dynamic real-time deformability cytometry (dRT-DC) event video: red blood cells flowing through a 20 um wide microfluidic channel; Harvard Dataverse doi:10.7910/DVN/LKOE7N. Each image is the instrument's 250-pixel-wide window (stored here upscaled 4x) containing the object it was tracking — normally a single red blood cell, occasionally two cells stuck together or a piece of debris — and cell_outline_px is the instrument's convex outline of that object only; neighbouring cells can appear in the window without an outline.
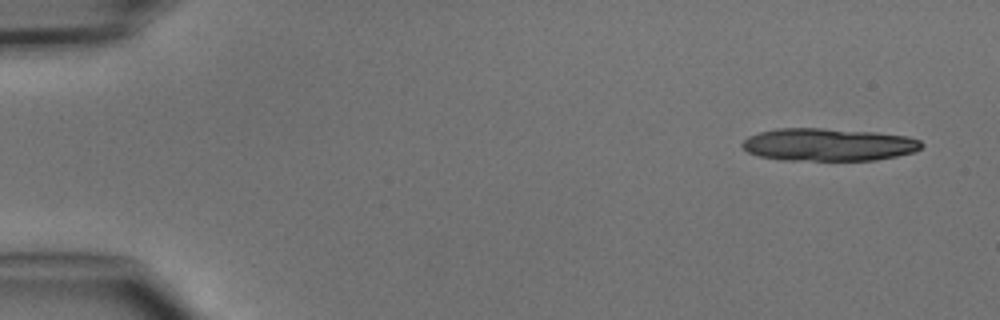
{"species": "common noctule bat (a hibernating species)", "species_latin": "Nyctalus noctula", "temperature_condition": "cold", "stored_images_in_passage": 4, "camera_frame_rate_fps": 3000, "um_per_image_px": 0.085, "animal": {"sex": "male", "body_mass_g": 15.6}, "frame": {"image": 1, "passage_image": 1, "time_ms": 0.0, "image_size_px": [1000, 320], "cell_outline_px": [[924, 144], [920, 148], [912, 152], [896, 156], [876, 160], [784, 160], [760, 156], [748, 152], [740, 144], [748, 136], [760, 132], [776, 128], [820, 128], [876, 132], [908, 136], [920, 140]], "centroid_in_image_um": [70.41, 12.28], "position_along_channel_um": 14.6, "area_um2": 34.1}}